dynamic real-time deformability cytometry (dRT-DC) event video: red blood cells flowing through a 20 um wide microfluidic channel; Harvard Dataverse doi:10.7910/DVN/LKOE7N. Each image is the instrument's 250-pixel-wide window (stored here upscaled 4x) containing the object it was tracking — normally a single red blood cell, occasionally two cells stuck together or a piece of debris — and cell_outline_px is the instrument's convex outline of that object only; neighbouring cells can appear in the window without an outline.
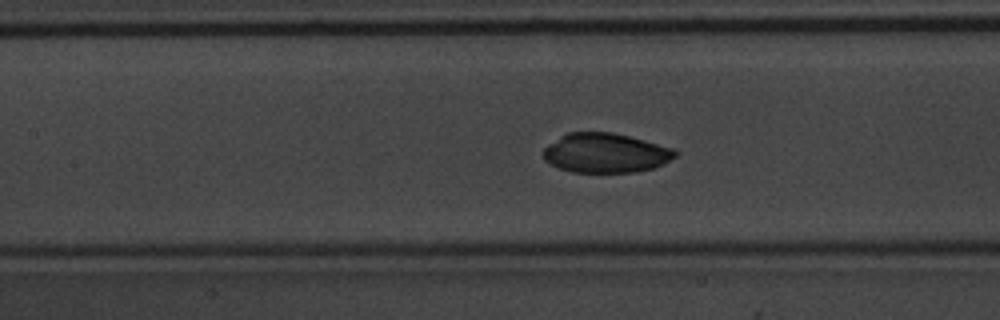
{"species": "common noctule bat (a hibernating species)", "species_latin": "Nyctalus noctula", "temperature_condition": "warm", "stored_images_in_passage": 50, "camera_frame_rate_fps": 3000, "um_per_image_px": 0.085, "animal": {"sex": "male", "body_mass_g": 20.1, "forearm_length_mm": 53.5}, "frame": {"image": 1, "passage_image": 23, "time_ms": 7.333, "image_size_px": [1000, 320], "cell_outline_px": [[680, 152], [676, 156], [664, 164], [656, 168], [636, 172], [572, 172], [560, 168], [544, 160], [544, 148], [548, 144], [560, 136], [568, 132], [612, 132], [628, 136], [672, 148]], "centroid_in_image_um": [51.49, 13.01], "position_along_channel_um": 155.9, "area_um2": 30.35}}
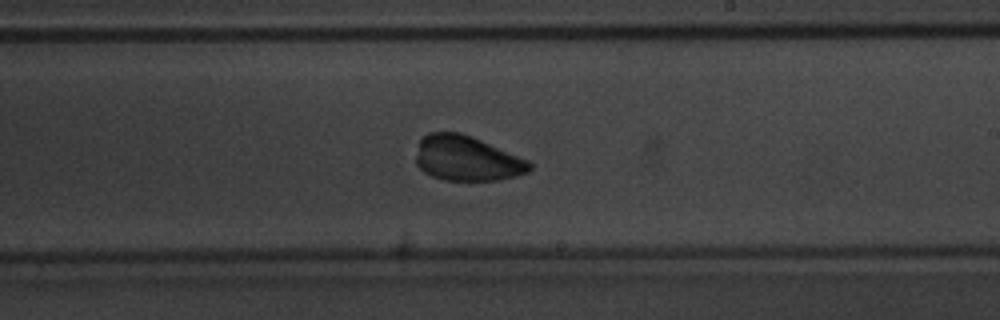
{"frame": {"image": 2, "passage_image": 30, "time_ms": 9.667, "image_size_px": [1000, 320], "cell_outline_px": [[532, 168], [528, 172], [516, 176], [496, 180], [444, 180], [432, 176], [424, 172], [416, 164], [416, 156], [420, 136], [428, 132], [460, 132], [472, 136], [528, 160], [532, 164]], "centroid_in_image_um": [39.65, 13.45], "position_along_channel_um": 249.3, "area_um2": 29.88}}